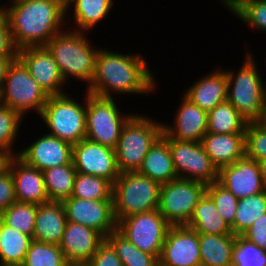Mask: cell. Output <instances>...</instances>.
<instances>
[{
  "label": "cell",
  "mask_w": 266,
  "mask_h": 266,
  "mask_svg": "<svg viewBox=\"0 0 266 266\" xmlns=\"http://www.w3.org/2000/svg\"><path fill=\"white\" fill-rule=\"evenodd\" d=\"M143 57L99 48L95 75L86 91L104 98H114L113 94H152L157 82Z\"/></svg>",
  "instance_id": "cell-1"
},
{
  "label": "cell",
  "mask_w": 266,
  "mask_h": 266,
  "mask_svg": "<svg viewBox=\"0 0 266 266\" xmlns=\"http://www.w3.org/2000/svg\"><path fill=\"white\" fill-rule=\"evenodd\" d=\"M8 4L1 6V12L9 22L17 50L46 46L65 27V0H23Z\"/></svg>",
  "instance_id": "cell-2"
},
{
  "label": "cell",
  "mask_w": 266,
  "mask_h": 266,
  "mask_svg": "<svg viewBox=\"0 0 266 266\" xmlns=\"http://www.w3.org/2000/svg\"><path fill=\"white\" fill-rule=\"evenodd\" d=\"M88 40L87 32L69 28L57 33L46 44L66 83L70 82L69 78L87 82L86 88L92 83L99 47L97 49Z\"/></svg>",
  "instance_id": "cell-3"
},
{
  "label": "cell",
  "mask_w": 266,
  "mask_h": 266,
  "mask_svg": "<svg viewBox=\"0 0 266 266\" xmlns=\"http://www.w3.org/2000/svg\"><path fill=\"white\" fill-rule=\"evenodd\" d=\"M252 52L246 53L245 60L238 72L226 71L227 100L240 113L247 123H259L262 119V109L266 94V81L257 69V63ZM256 63V64H255Z\"/></svg>",
  "instance_id": "cell-4"
},
{
  "label": "cell",
  "mask_w": 266,
  "mask_h": 266,
  "mask_svg": "<svg viewBox=\"0 0 266 266\" xmlns=\"http://www.w3.org/2000/svg\"><path fill=\"white\" fill-rule=\"evenodd\" d=\"M162 133L163 123L134 114L123 126L115 147L119 173L138 172L149 149Z\"/></svg>",
  "instance_id": "cell-5"
},
{
  "label": "cell",
  "mask_w": 266,
  "mask_h": 266,
  "mask_svg": "<svg viewBox=\"0 0 266 266\" xmlns=\"http://www.w3.org/2000/svg\"><path fill=\"white\" fill-rule=\"evenodd\" d=\"M161 184L138 172L120 173L113 183V206L117 223L130 215L158 209Z\"/></svg>",
  "instance_id": "cell-6"
},
{
  "label": "cell",
  "mask_w": 266,
  "mask_h": 266,
  "mask_svg": "<svg viewBox=\"0 0 266 266\" xmlns=\"http://www.w3.org/2000/svg\"><path fill=\"white\" fill-rule=\"evenodd\" d=\"M83 100L77 102L68 93L49 96L39 116L48 134L72 145L86 138V94Z\"/></svg>",
  "instance_id": "cell-7"
},
{
  "label": "cell",
  "mask_w": 266,
  "mask_h": 266,
  "mask_svg": "<svg viewBox=\"0 0 266 266\" xmlns=\"http://www.w3.org/2000/svg\"><path fill=\"white\" fill-rule=\"evenodd\" d=\"M48 97L25 65L15 58L1 87L0 104L17 111L24 118L28 111H35L40 116Z\"/></svg>",
  "instance_id": "cell-8"
},
{
  "label": "cell",
  "mask_w": 266,
  "mask_h": 266,
  "mask_svg": "<svg viewBox=\"0 0 266 266\" xmlns=\"http://www.w3.org/2000/svg\"><path fill=\"white\" fill-rule=\"evenodd\" d=\"M114 98H104L86 91V138L115 149L123 126L134 115L122 114Z\"/></svg>",
  "instance_id": "cell-9"
},
{
  "label": "cell",
  "mask_w": 266,
  "mask_h": 266,
  "mask_svg": "<svg viewBox=\"0 0 266 266\" xmlns=\"http://www.w3.org/2000/svg\"><path fill=\"white\" fill-rule=\"evenodd\" d=\"M207 185L177 178L161 184L158 211L171 226L187 225Z\"/></svg>",
  "instance_id": "cell-10"
},
{
  "label": "cell",
  "mask_w": 266,
  "mask_h": 266,
  "mask_svg": "<svg viewBox=\"0 0 266 266\" xmlns=\"http://www.w3.org/2000/svg\"><path fill=\"white\" fill-rule=\"evenodd\" d=\"M171 225L158 209L130 215L117 223V230L142 252L158 260Z\"/></svg>",
  "instance_id": "cell-11"
},
{
  "label": "cell",
  "mask_w": 266,
  "mask_h": 266,
  "mask_svg": "<svg viewBox=\"0 0 266 266\" xmlns=\"http://www.w3.org/2000/svg\"><path fill=\"white\" fill-rule=\"evenodd\" d=\"M178 178L209 185L218 181V169L212 163L201 142L168 139Z\"/></svg>",
  "instance_id": "cell-12"
},
{
  "label": "cell",
  "mask_w": 266,
  "mask_h": 266,
  "mask_svg": "<svg viewBox=\"0 0 266 266\" xmlns=\"http://www.w3.org/2000/svg\"><path fill=\"white\" fill-rule=\"evenodd\" d=\"M72 163L77 172L105 178L112 184L120 174L115 149L87 138L73 144Z\"/></svg>",
  "instance_id": "cell-13"
},
{
  "label": "cell",
  "mask_w": 266,
  "mask_h": 266,
  "mask_svg": "<svg viewBox=\"0 0 266 266\" xmlns=\"http://www.w3.org/2000/svg\"><path fill=\"white\" fill-rule=\"evenodd\" d=\"M17 58L48 96L65 94V80L53 55L46 46L18 50Z\"/></svg>",
  "instance_id": "cell-14"
},
{
  "label": "cell",
  "mask_w": 266,
  "mask_h": 266,
  "mask_svg": "<svg viewBox=\"0 0 266 266\" xmlns=\"http://www.w3.org/2000/svg\"><path fill=\"white\" fill-rule=\"evenodd\" d=\"M62 203L67 221L91 227L104 237L117 229L113 200H84L70 197Z\"/></svg>",
  "instance_id": "cell-15"
},
{
  "label": "cell",
  "mask_w": 266,
  "mask_h": 266,
  "mask_svg": "<svg viewBox=\"0 0 266 266\" xmlns=\"http://www.w3.org/2000/svg\"><path fill=\"white\" fill-rule=\"evenodd\" d=\"M199 234L186 225L171 226L159 257V266H200Z\"/></svg>",
  "instance_id": "cell-16"
},
{
  "label": "cell",
  "mask_w": 266,
  "mask_h": 266,
  "mask_svg": "<svg viewBox=\"0 0 266 266\" xmlns=\"http://www.w3.org/2000/svg\"><path fill=\"white\" fill-rule=\"evenodd\" d=\"M218 182L237 199L252 196L266 190L259 163L246 156L218 171Z\"/></svg>",
  "instance_id": "cell-17"
},
{
  "label": "cell",
  "mask_w": 266,
  "mask_h": 266,
  "mask_svg": "<svg viewBox=\"0 0 266 266\" xmlns=\"http://www.w3.org/2000/svg\"><path fill=\"white\" fill-rule=\"evenodd\" d=\"M30 146L19 150L18 157L41 171L72 162L73 145L45 132Z\"/></svg>",
  "instance_id": "cell-18"
},
{
  "label": "cell",
  "mask_w": 266,
  "mask_h": 266,
  "mask_svg": "<svg viewBox=\"0 0 266 266\" xmlns=\"http://www.w3.org/2000/svg\"><path fill=\"white\" fill-rule=\"evenodd\" d=\"M173 126L163 122V134L168 139L201 142L208 128V112L202 110L185 95L174 113Z\"/></svg>",
  "instance_id": "cell-19"
},
{
  "label": "cell",
  "mask_w": 266,
  "mask_h": 266,
  "mask_svg": "<svg viewBox=\"0 0 266 266\" xmlns=\"http://www.w3.org/2000/svg\"><path fill=\"white\" fill-rule=\"evenodd\" d=\"M104 240L97 230L67 221L59 247L70 265H85Z\"/></svg>",
  "instance_id": "cell-20"
},
{
  "label": "cell",
  "mask_w": 266,
  "mask_h": 266,
  "mask_svg": "<svg viewBox=\"0 0 266 266\" xmlns=\"http://www.w3.org/2000/svg\"><path fill=\"white\" fill-rule=\"evenodd\" d=\"M7 169L13 177L18 202L40 205L49 201L41 170L28 165L17 155L10 158Z\"/></svg>",
  "instance_id": "cell-21"
},
{
  "label": "cell",
  "mask_w": 266,
  "mask_h": 266,
  "mask_svg": "<svg viewBox=\"0 0 266 266\" xmlns=\"http://www.w3.org/2000/svg\"><path fill=\"white\" fill-rule=\"evenodd\" d=\"M213 72V73H212ZM184 95L202 110L209 112L227 100V77L225 69H216L200 77L186 89Z\"/></svg>",
  "instance_id": "cell-22"
},
{
  "label": "cell",
  "mask_w": 266,
  "mask_h": 266,
  "mask_svg": "<svg viewBox=\"0 0 266 266\" xmlns=\"http://www.w3.org/2000/svg\"><path fill=\"white\" fill-rule=\"evenodd\" d=\"M201 144L212 163L219 170L245 157V133H206Z\"/></svg>",
  "instance_id": "cell-23"
},
{
  "label": "cell",
  "mask_w": 266,
  "mask_h": 266,
  "mask_svg": "<svg viewBox=\"0 0 266 266\" xmlns=\"http://www.w3.org/2000/svg\"><path fill=\"white\" fill-rule=\"evenodd\" d=\"M67 223L62 202L48 201L38 205L32 240L59 245Z\"/></svg>",
  "instance_id": "cell-24"
},
{
  "label": "cell",
  "mask_w": 266,
  "mask_h": 266,
  "mask_svg": "<svg viewBox=\"0 0 266 266\" xmlns=\"http://www.w3.org/2000/svg\"><path fill=\"white\" fill-rule=\"evenodd\" d=\"M138 173L160 184L168 183L178 178L168 138L163 133L149 149Z\"/></svg>",
  "instance_id": "cell-25"
},
{
  "label": "cell",
  "mask_w": 266,
  "mask_h": 266,
  "mask_svg": "<svg viewBox=\"0 0 266 266\" xmlns=\"http://www.w3.org/2000/svg\"><path fill=\"white\" fill-rule=\"evenodd\" d=\"M113 4V0H65L66 18L68 11L73 9L75 30L90 32L89 30L94 29V26H97L106 17L108 18Z\"/></svg>",
  "instance_id": "cell-26"
},
{
  "label": "cell",
  "mask_w": 266,
  "mask_h": 266,
  "mask_svg": "<svg viewBox=\"0 0 266 266\" xmlns=\"http://www.w3.org/2000/svg\"><path fill=\"white\" fill-rule=\"evenodd\" d=\"M187 227L198 234H233L229 224L217 212L213 200L205 193L190 217Z\"/></svg>",
  "instance_id": "cell-27"
},
{
  "label": "cell",
  "mask_w": 266,
  "mask_h": 266,
  "mask_svg": "<svg viewBox=\"0 0 266 266\" xmlns=\"http://www.w3.org/2000/svg\"><path fill=\"white\" fill-rule=\"evenodd\" d=\"M236 235L199 234L202 266H232Z\"/></svg>",
  "instance_id": "cell-28"
},
{
  "label": "cell",
  "mask_w": 266,
  "mask_h": 266,
  "mask_svg": "<svg viewBox=\"0 0 266 266\" xmlns=\"http://www.w3.org/2000/svg\"><path fill=\"white\" fill-rule=\"evenodd\" d=\"M32 238L1 221L0 266H21Z\"/></svg>",
  "instance_id": "cell-29"
},
{
  "label": "cell",
  "mask_w": 266,
  "mask_h": 266,
  "mask_svg": "<svg viewBox=\"0 0 266 266\" xmlns=\"http://www.w3.org/2000/svg\"><path fill=\"white\" fill-rule=\"evenodd\" d=\"M42 172L49 201L63 202L72 196L77 174L72 162L63 166L52 167Z\"/></svg>",
  "instance_id": "cell-30"
},
{
  "label": "cell",
  "mask_w": 266,
  "mask_h": 266,
  "mask_svg": "<svg viewBox=\"0 0 266 266\" xmlns=\"http://www.w3.org/2000/svg\"><path fill=\"white\" fill-rule=\"evenodd\" d=\"M246 126L247 123L241 118L240 113L228 100L218 104L208 112V133H245Z\"/></svg>",
  "instance_id": "cell-31"
},
{
  "label": "cell",
  "mask_w": 266,
  "mask_h": 266,
  "mask_svg": "<svg viewBox=\"0 0 266 266\" xmlns=\"http://www.w3.org/2000/svg\"><path fill=\"white\" fill-rule=\"evenodd\" d=\"M266 214V190L264 192L239 199L232 233L241 236L252 226L255 220Z\"/></svg>",
  "instance_id": "cell-32"
},
{
  "label": "cell",
  "mask_w": 266,
  "mask_h": 266,
  "mask_svg": "<svg viewBox=\"0 0 266 266\" xmlns=\"http://www.w3.org/2000/svg\"><path fill=\"white\" fill-rule=\"evenodd\" d=\"M112 245L123 266H159V260L142 252L117 229L105 237Z\"/></svg>",
  "instance_id": "cell-33"
},
{
  "label": "cell",
  "mask_w": 266,
  "mask_h": 266,
  "mask_svg": "<svg viewBox=\"0 0 266 266\" xmlns=\"http://www.w3.org/2000/svg\"><path fill=\"white\" fill-rule=\"evenodd\" d=\"M113 184L105 178L77 172L71 197L84 200H113Z\"/></svg>",
  "instance_id": "cell-34"
},
{
  "label": "cell",
  "mask_w": 266,
  "mask_h": 266,
  "mask_svg": "<svg viewBox=\"0 0 266 266\" xmlns=\"http://www.w3.org/2000/svg\"><path fill=\"white\" fill-rule=\"evenodd\" d=\"M38 205L14 202L0 213L4 224L16 229L20 233L33 237Z\"/></svg>",
  "instance_id": "cell-35"
},
{
  "label": "cell",
  "mask_w": 266,
  "mask_h": 266,
  "mask_svg": "<svg viewBox=\"0 0 266 266\" xmlns=\"http://www.w3.org/2000/svg\"><path fill=\"white\" fill-rule=\"evenodd\" d=\"M21 266H70L59 245L32 240Z\"/></svg>",
  "instance_id": "cell-36"
},
{
  "label": "cell",
  "mask_w": 266,
  "mask_h": 266,
  "mask_svg": "<svg viewBox=\"0 0 266 266\" xmlns=\"http://www.w3.org/2000/svg\"><path fill=\"white\" fill-rule=\"evenodd\" d=\"M24 117L10 107L0 104V148L12 156L18 155L13 146L17 140ZM22 121V122H21Z\"/></svg>",
  "instance_id": "cell-37"
},
{
  "label": "cell",
  "mask_w": 266,
  "mask_h": 266,
  "mask_svg": "<svg viewBox=\"0 0 266 266\" xmlns=\"http://www.w3.org/2000/svg\"><path fill=\"white\" fill-rule=\"evenodd\" d=\"M232 266H266V251L242 236H236Z\"/></svg>",
  "instance_id": "cell-38"
},
{
  "label": "cell",
  "mask_w": 266,
  "mask_h": 266,
  "mask_svg": "<svg viewBox=\"0 0 266 266\" xmlns=\"http://www.w3.org/2000/svg\"><path fill=\"white\" fill-rule=\"evenodd\" d=\"M206 194L213 200L220 216L231 226L234 223L239 199L218 181L207 185Z\"/></svg>",
  "instance_id": "cell-39"
},
{
  "label": "cell",
  "mask_w": 266,
  "mask_h": 266,
  "mask_svg": "<svg viewBox=\"0 0 266 266\" xmlns=\"http://www.w3.org/2000/svg\"><path fill=\"white\" fill-rule=\"evenodd\" d=\"M232 15L242 20L252 29L266 32V1L264 0H245Z\"/></svg>",
  "instance_id": "cell-40"
},
{
  "label": "cell",
  "mask_w": 266,
  "mask_h": 266,
  "mask_svg": "<svg viewBox=\"0 0 266 266\" xmlns=\"http://www.w3.org/2000/svg\"><path fill=\"white\" fill-rule=\"evenodd\" d=\"M245 156L257 162L266 158V127L260 123L246 126Z\"/></svg>",
  "instance_id": "cell-41"
},
{
  "label": "cell",
  "mask_w": 266,
  "mask_h": 266,
  "mask_svg": "<svg viewBox=\"0 0 266 266\" xmlns=\"http://www.w3.org/2000/svg\"><path fill=\"white\" fill-rule=\"evenodd\" d=\"M85 266H123L112 245L105 239Z\"/></svg>",
  "instance_id": "cell-42"
},
{
  "label": "cell",
  "mask_w": 266,
  "mask_h": 266,
  "mask_svg": "<svg viewBox=\"0 0 266 266\" xmlns=\"http://www.w3.org/2000/svg\"><path fill=\"white\" fill-rule=\"evenodd\" d=\"M16 201L13 177L7 169L0 174V213Z\"/></svg>",
  "instance_id": "cell-43"
},
{
  "label": "cell",
  "mask_w": 266,
  "mask_h": 266,
  "mask_svg": "<svg viewBox=\"0 0 266 266\" xmlns=\"http://www.w3.org/2000/svg\"><path fill=\"white\" fill-rule=\"evenodd\" d=\"M18 50L14 46L10 25L0 11V57H17Z\"/></svg>",
  "instance_id": "cell-44"
},
{
  "label": "cell",
  "mask_w": 266,
  "mask_h": 266,
  "mask_svg": "<svg viewBox=\"0 0 266 266\" xmlns=\"http://www.w3.org/2000/svg\"><path fill=\"white\" fill-rule=\"evenodd\" d=\"M241 236L266 251V214L255 220Z\"/></svg>",
  "instance_id": "cell-45"
},
{
  "label": "cell",
  "mask_w": 266,
  "mask_h": 266,
  "mask_svg": "<svg viewBox=\"0 0 266 266\" xmlns=\"http://www.w3.org/2000/svg\"><path fill=\"white\" fill-rule=\"evenodd\" d=\"M15 58L17 57H0V91L6 77L7 69Z\"/></svg>",
  "instance_id": "cell-46"
},
{
  "label": "cell",
  "mask_w": 266,
  "mask_h": 266,
  "mask_svg": "<svg viewBox=\"0 0 266 266\" xmlns=\"http://www.w3.org/2000/svg\"><path fill=\"white\" fill-rule=\"evenodd\" d=\"M12 155L6 150L0 148V174L8 168V163Z\"/></svg>",
  "instance_id": "cell-47"
},
{
  "label": "cell",
  "mask_w": 266,
  "mask_h": 266,
  "mask_svg": "<svg viewBox=\"0 0 266 266\" xmlns=\"http://www.w3.org/2000/svg\"><path fill=\"white\" fill-rule=\"evenodd\" d=\"M229 12L236 10L245 0H220Z\"/></svg>",
  "instance_id": "cell-48"
},
{
  "label": "cell",
  "mask_w": 266,
  "mask_h": 266,
  "mask_svg": "<svg viewBox=\"0 0 266 266\" xmlns=\"http://www.w3.org/2000/svg\"><path fill=\"white\" fill-rule=\"evenodd\" d=\"M261 175L263 176L264 182L266 184V158L260 160L259 162Z\"/></svg>",
  "instance_id": "cell-49"
},
{
  "label": "cell",
  "mask_w": 266,
  "mask_h": 266,
  "mask_svg": "<svg viewBox=\"0 0 266 266\" xmlns=\"http://www.w3.org/2000/svg\"><path fill=\"white\" fill-rule=\"evenodd\" d=\"M259 123L262 126L266 127V94H265V99H264V104H263V109H262V119Z\"/></svg>",
  "instance_id": "cell-50"
},
{
  "label": "cell",
  "mask_w": 266,
  "mask_h": 266,
  "mask_svg": "<svg viewBox=\"0 0 266 266\" xmlns=\"http://www.w3.org/2000/svg\"><path fill=\"white\" fill-rule=\"evenodd\" d=\"M10 2H18V1H23V0H9Z\"/></svg>",
  "instance_id": "cell-51"
}]
</instances>
